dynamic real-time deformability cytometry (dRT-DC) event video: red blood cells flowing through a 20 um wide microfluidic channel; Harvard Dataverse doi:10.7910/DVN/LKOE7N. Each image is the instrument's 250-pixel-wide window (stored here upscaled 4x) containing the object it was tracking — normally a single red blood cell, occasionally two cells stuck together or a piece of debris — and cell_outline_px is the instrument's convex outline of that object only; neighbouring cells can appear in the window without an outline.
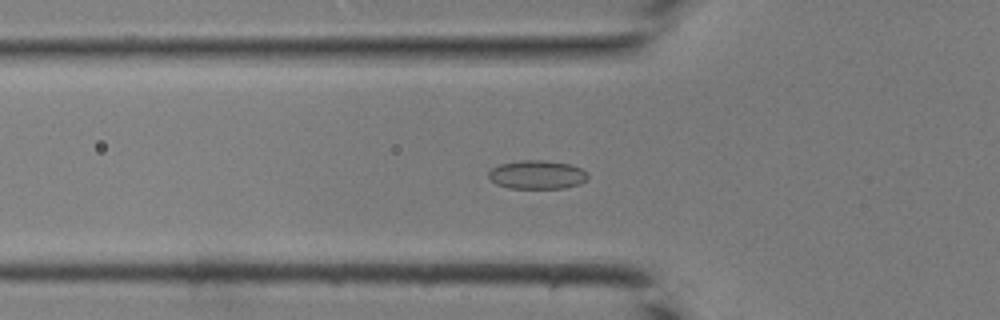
{"species": "common noctule bat (a hibernating species)", "species_latin": "Nyctalus noctula", "temperature_condition": "room temperature", "stored_images_in_passage": 32, "camera_frame_rate_fps": 3000, "um_per_image_px": 0.085, "animal": {"sex": "male", "body_mass_g": 19.0, "forearm_length_mm": 50.8}, "frame": {"image": 1, "passage_image": 5, "time_ms": 1.333, "image_size_px": [1000, 320], "cell_outline_px": [[588, 180], [580, 184], [564, 188], [508, 188], [496, 184], [488, 176], [488, 172], [492, 168], [500, 164], [520, 160], [544, 160], [568, 164], [580, 168], [588, 172]], "centroid_in_image_um": [45.67, 14.85], "position_along_channel_um": 80.1, "area_um2": 16.65}}
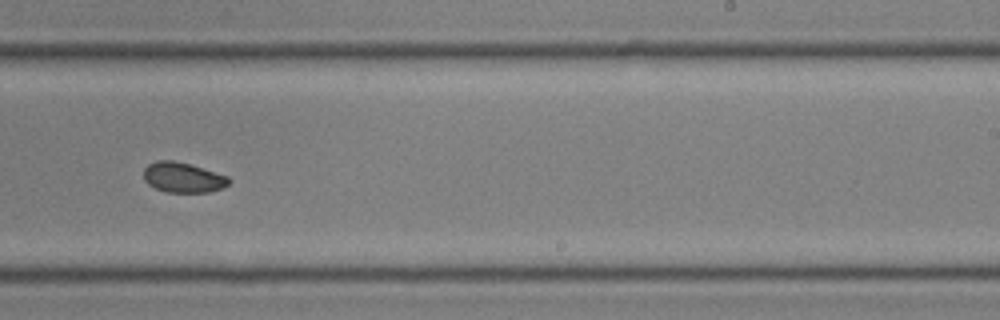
{"frame": {"image": 2, "passage_image": 17, "time_ms": 5.333, "image_size_px": [1000, 320], "cell_outline_px": [[232, 180], [228, 184], [220, 188], [208, 192], [164, 192], [148, 184], [144, 180], [144, 168], [148, 164], [156, 160], [172, 160], [188, 164], [228, 176]], "centroid_in_image_um": [15.52, 15.08], "position_along_channel_um": 273.5, "area_um2": 14.85}}
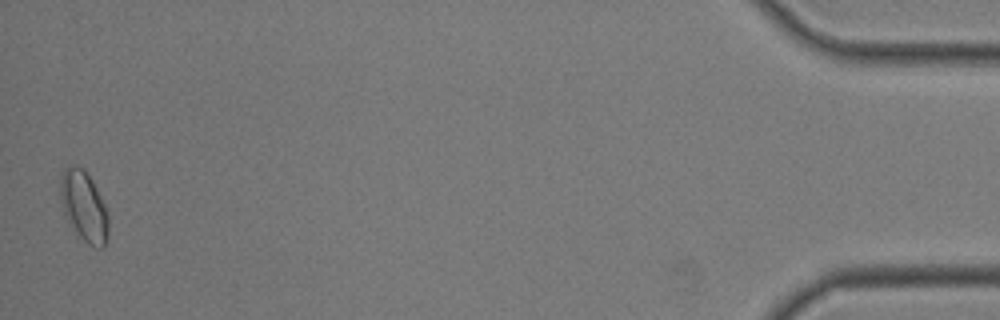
{"frame": {"image": 3, "passage_image": 32, "time_ms": 10.333, "image_size_px": [1000, 320], "cell_outline_px": [[108, 240], [104, 248], [96, 248], [88, 244], [76, 236], [64, 212], [60, 196], [60, 176], [64, 168], [72, 164], [76, 164], [84, 168], [92, 180], [108, 212]], "centroid_in_image_um": [7.13, 17.55], "position_along_channel_um": 428.1, "area_um2": 20.11}}